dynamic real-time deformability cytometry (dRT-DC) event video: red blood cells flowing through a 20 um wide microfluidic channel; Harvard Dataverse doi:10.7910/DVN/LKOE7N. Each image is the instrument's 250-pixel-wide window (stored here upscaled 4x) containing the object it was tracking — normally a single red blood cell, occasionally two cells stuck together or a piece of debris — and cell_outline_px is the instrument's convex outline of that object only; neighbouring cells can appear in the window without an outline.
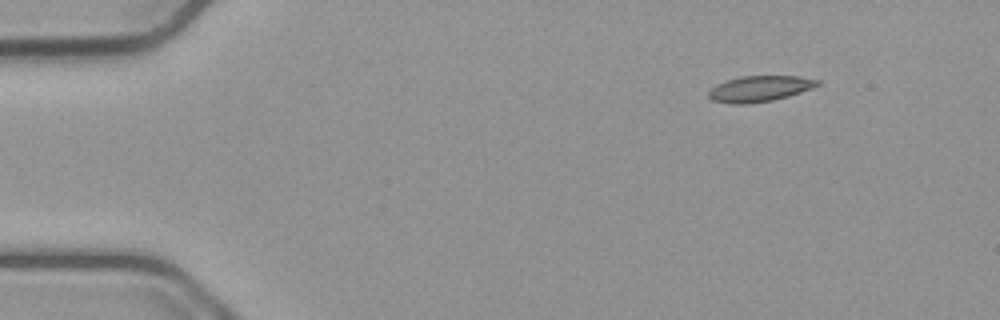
{"species": "common noctule bat (a hibernating species)", "species_latin": "Nyctalus noctula", "temperature_condition": "cold", "stored_images_in_passage": 49, "camera_frame_rate_fps": 3000, "um_per_image_px": 0.085, "animal": {"sex": "male", "body_mass_g": 23.1, "forearm_length_mm": 52.7}, "frame": {"image": 1, "passage_image": 1, "time_ms": 0.0, "image_size_px": [1000, 320], "cell_outline_px": [[820, 84], [812, 88], [788, 96], [772, 100], [744, 104], [732, 104], [712, 100], [708, 96], [708, 92], [716, 84], [740, 76], [800, 76], [820, 80]], "centroid_in_image_um": [64.57, 7.53], "position_along_channel_um": 20.4, "area_um2": 16.3}}
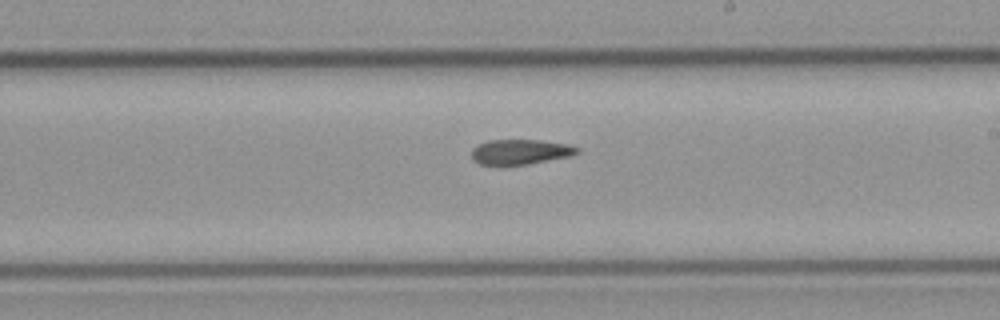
{"frame": {"image": 2, "passage_image": 26, "time_ms": 8.333, "image_size_px": [1000, 320], "cell_outline_px": [[580, 152], [572, 156], [528, 164], [480, 164], [472, 160], [472, 148], [476, 144], [488, 140], [540, 140], [568, 144], [580, 148]], "centroid_in_image_um": [44.25, 12.89], "position_along_channel_um": 244.8, "area_um2": 15.49}}
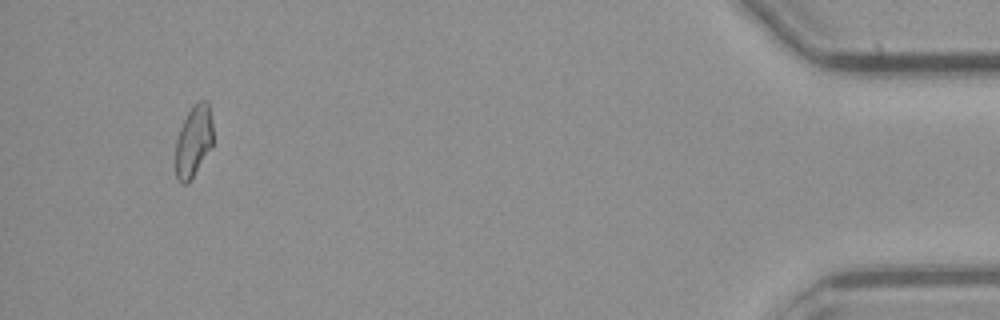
{"frame": {"image": 3, "passage_image": 46, "time_ms": 15.0, "image_size_px": [1000, 320], "cell_outline_px": [[212, 148], [188, 184], [180, 184], [176, 176], [176, 140], [180, 128], [188, 112], [200, 100], [208, 100], [212, 120]], "centroid_in_image_um": [16.46, 12.03], "position_along_channel_um": 418.7, "area_um2": 15.66}}